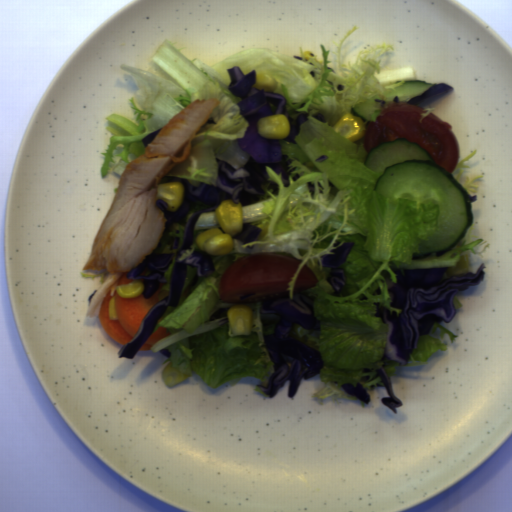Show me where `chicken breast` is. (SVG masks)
I'll use <instances>...</instances> for the list:
<instances>
[{
	"label": "chicken breast",
	"instance_id": "cb542c10",
	"mask_svg": "<svg viewBox=\"0 0 512 512\" xmlns=\"http://www.w3.org/2000/svg\"><path fill=\"white\" fill-rule=\"evenodd\" d=\"M220 104L213 97L187 104L148 143L144 155L126 165L81 271L130 272L161 248L168 220L157 206V184L189 157L197 132Z\"/></svg>",
	"mask_w": 512,
	"mask_h": 512
}]
</instances>
